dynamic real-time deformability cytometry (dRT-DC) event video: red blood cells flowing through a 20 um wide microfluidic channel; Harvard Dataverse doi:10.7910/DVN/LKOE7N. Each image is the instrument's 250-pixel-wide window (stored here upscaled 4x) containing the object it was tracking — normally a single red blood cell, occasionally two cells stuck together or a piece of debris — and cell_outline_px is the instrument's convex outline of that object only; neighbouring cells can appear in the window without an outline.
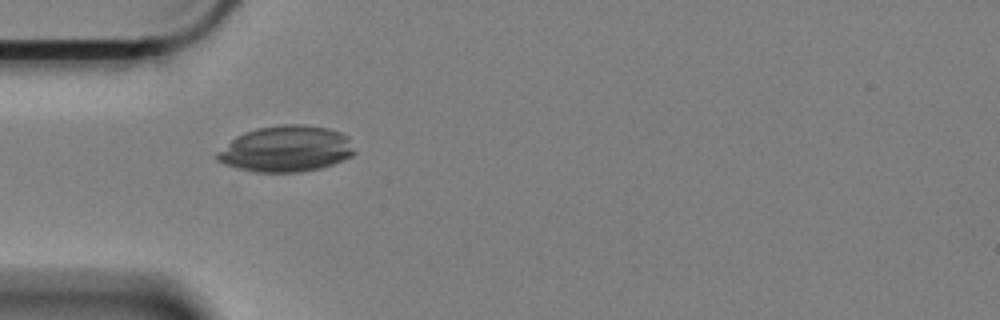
{"species": "Egyptian fruit bat (a non-hibernating species)", "species_latin": "Rousettus aegyptiacus", "temperature_condition": "cold", "stored_images_in_passage": 53, "camera_frame_rate_fps": 3000, "um_per_image_px": 0.085, "animal": {"sex": "female"}, "frame": {"image": 1, "passage_image": 11, "time_ms": 3.333, "image_size_px": [1000, 320], "cell_outline_px": [[356, 152], [352, 156], [332, 164], [320, 168], [296, 172], [256, 172], [240, 168], [216, 160], [216, 152], [236, 136], [244, 132], [256, 128], [280, 124], [304, 124], [328, 128], [340, 132], [348, 136]], "centroid_in_image_um": [24.34, 12.64], "position_along_channel_um": 60.7, "area_um2": 36.88}}
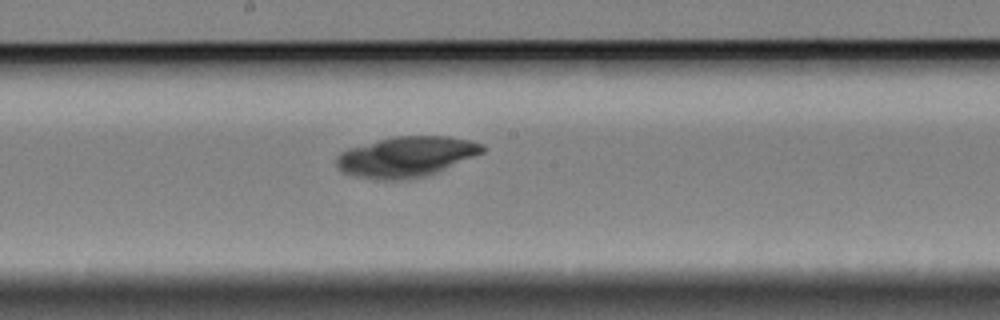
{"frame": {"image": 2, "passage_image": 25, "time_ms": 8.0, "image_size_px": [1000, 320], "cell_outline_px": [[488, 148], [484, 152], [424, 176], [396, 180], [384, 180], [360, 176], [344, 172], [336, 164], [336, 156], [340, 152], [348, 148], [392, 136], [448, 136], [468, 140], [484, 144]], "centroid_in_image_um": [34.53, 13.29], "position_along_channel_um": 213.7, "area_um2": 33.87}}
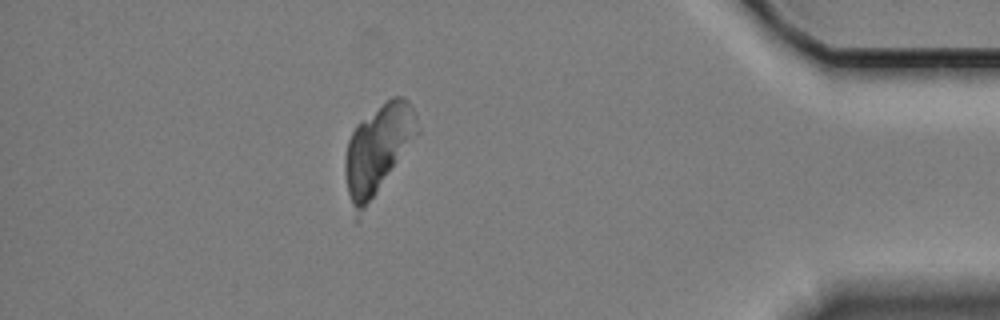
{"frame": {"image": 3, "passage_image": 46, "time_ms": 15.0, "image_size_px": [1000, 320], "cell_outline_px": [[420, 132], [356, 220], [348, 192], [344, 172], [344, 156], [348, 140], [356, 124], [360, 120], [392, 96], [404, 96], [412, 104], [420, 128]], "centroid_in_image_um": [32.12, 12.63], "position_along_channel_um": 403.1, "area_um2": 37.34}}